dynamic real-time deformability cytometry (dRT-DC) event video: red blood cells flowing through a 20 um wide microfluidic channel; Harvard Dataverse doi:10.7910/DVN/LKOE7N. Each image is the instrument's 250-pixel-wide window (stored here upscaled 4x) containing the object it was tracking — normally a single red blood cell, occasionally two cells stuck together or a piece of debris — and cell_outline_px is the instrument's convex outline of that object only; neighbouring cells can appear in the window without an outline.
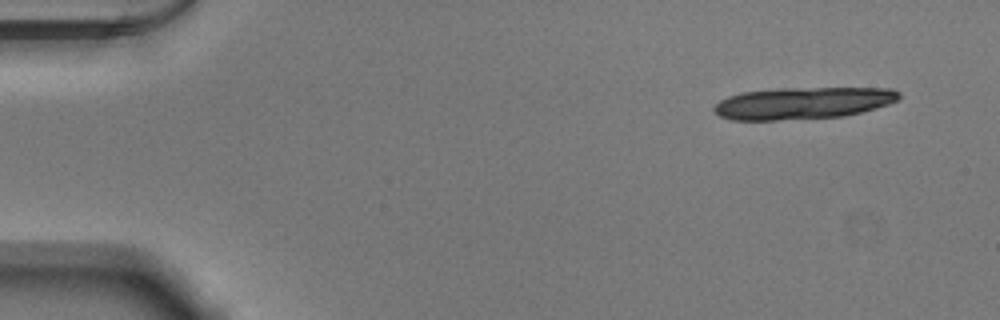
{"species": "Egyptian fruit bat (a non-hibernating species)", "species_latin": "Rousettus aegyptiacus", "temperature_condition": "warm", "stored_images_in_passage": 15, "camera_frame_rate_fps": 3000, "um_per_image_px": 0.085, "animal": {"sex": "male"}, "frame": {"image": 1, "passage_image": 1, "time_ms": 0.0, "image_size_px": [1000, 320], "cell_outline_px": [[900, 100], [876, 108], [844, 116], [776, 120], [732, 120], [720, 116], [712, 108], [720, 100], [728, 96], [744, 92], [780, 88], [892, 88], [900, 92]], "centroid_in_image_um": [68.27, 8.76], "position_along_channel_um": 16.7, "area_um2": 34.39}}